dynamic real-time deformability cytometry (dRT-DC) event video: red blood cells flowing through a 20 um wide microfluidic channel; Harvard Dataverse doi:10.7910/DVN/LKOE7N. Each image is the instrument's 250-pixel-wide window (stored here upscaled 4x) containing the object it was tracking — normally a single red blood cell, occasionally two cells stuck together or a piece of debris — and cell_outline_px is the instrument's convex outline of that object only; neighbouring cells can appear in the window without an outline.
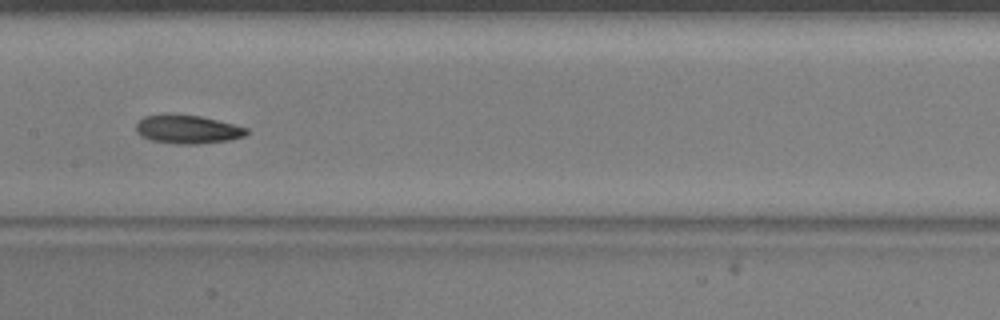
{"species": "common noctule bat (a hibernating species)", "species_latin": "Nyctalus noctula", "temperature_condition": "warm", "stored_images_in_passage": 39, "camera_frame_rate_fps": 3000, "um_per_image_px": 0.085, "animal": {"sex": "male", "body_mass_g": 20.5, "forearm_length_mm": 52.5}, "frame": {"image": 1, "passage_image": 12, "time_ms": 3.667, "image_size_px": [1000, 320], "cell_outline_px": [[248, 132], [244, 136], [228, 140], [196, 144], [176, 144], [152, 140], [140, 136], [136, 132], [136, 124], [144, 116], [164, 112], [172, 112], [200, 116], [248, 128]], "centroid_in_image_um": [15.87, 10.96], "position_along_channel_um": 191.5, "area_um2": 18.67}}
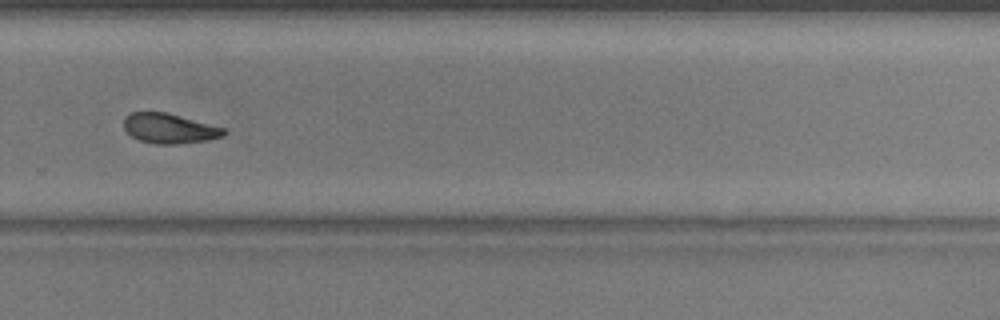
{"frame": {"image": 2, "passage_image": 22, "time_ms": 7.0, "image_size_px": [1000, 320], "cell_outline_px": [[228, 132], [224, 136], [208, 140], [172, 144], [152, 144], [140, 140], [132, 136], [124, 128], [124, 116], [132, 112], [168, 112], [224, 128]], "centroid_in_image_um": [14.4, 10.91], "position_along_channel_um": 315.4, "area_um2": 17.46}, "authors_computed_cell_mechanics": {"area_um2": 18.4382, "velocity_mm_per_s": 3.74, "shape_relaxation_time_tau1_ms": 5.2867, "shape_relaxation_time_tau2_ms": 3.1179, "deformation_change_tau1": 0.1426, "deformation_change_tau2": 0.0955}}